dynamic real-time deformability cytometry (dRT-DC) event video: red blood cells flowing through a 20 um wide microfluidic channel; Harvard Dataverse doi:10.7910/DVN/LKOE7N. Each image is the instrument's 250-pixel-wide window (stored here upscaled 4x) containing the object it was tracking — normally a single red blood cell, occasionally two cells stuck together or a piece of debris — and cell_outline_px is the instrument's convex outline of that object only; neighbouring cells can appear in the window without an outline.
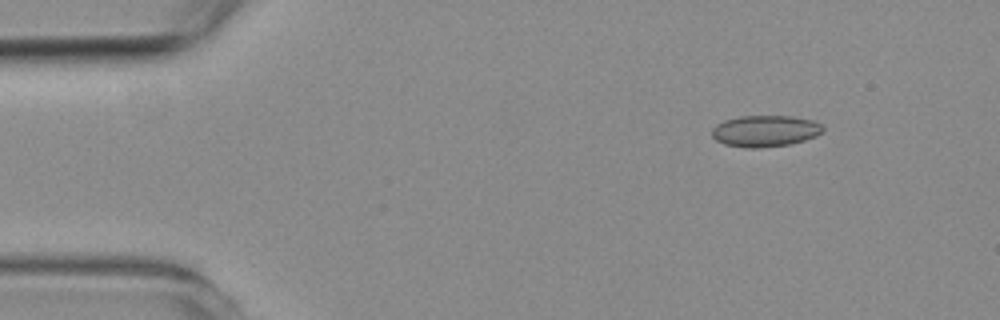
{"species": "common noctule bat (a hibernating species)", "species_latin": "Nyctalus noctula", "temperature_condition": "room temperature", "stored_images_in_passage": 7, "camera_frame_rate_fps": 3000, "um_per_image_px": 0.085, "animal": {"sex": "female", "body_mass_g": 19.3, "forearm_length_mm": 54.1}, "frame": {"image": 1, "passage_image": 1, "time_ms": 0.0, "image_size_px": [1000, 320], "cell_outline_px": [[824, 128], [816, 136], [804, 140], [788, 144], [756, 148], [752, 148], [724, 144], [716, 140], [712, 136], [712, 128], [716, 124], [724, 120], [740, 116], [792, 116], [812, 120], [820, 124]], "centroid_in_image_um": [65.01, 11.12], "position_along_channel_um": 20.0, "area_um2": 20.11}}
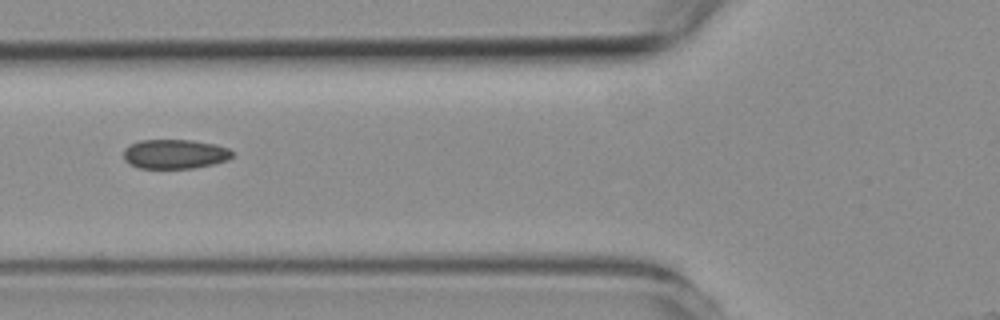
{"frame": {"image": 2, "passage_image": 5, "time_ms": 4.667, "image_size_px": [1000, 320], "cell_outline_px": [[232, 156], [228, 160], [212, 164], [192, 168], [140, 168], [124, 160], [124, 148], [140, 140], [192, 140], [216, 144], [228, 148], [232, 152]], "centroid_in_image_um": [14.87, 13.08], "position_along_channel_um": 110.9, "area_um2": 18.5}}
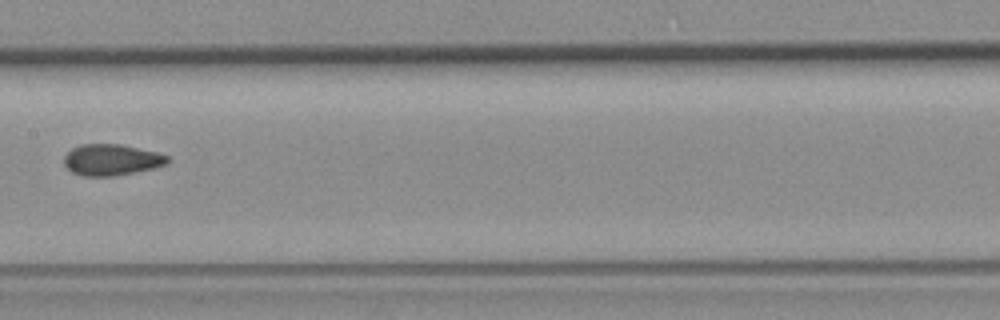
{"frame": {"image": 3, "passage_image": 7, "time_ms": 7.0, "image_size_px": [1000, 320], "cell_outline_px": [[172, 160], [168, 164], [156, 168], [116, 176], [84, 176], [72, 172], [64, 164], [64, 156], [72, 148], [80, 144], [120, 144], [160, 152], [168, 156]], "centroid_in_image_um": [9.54, 13.58], "position_along_channel_um": 197.9, "area_um2": 19.19}}